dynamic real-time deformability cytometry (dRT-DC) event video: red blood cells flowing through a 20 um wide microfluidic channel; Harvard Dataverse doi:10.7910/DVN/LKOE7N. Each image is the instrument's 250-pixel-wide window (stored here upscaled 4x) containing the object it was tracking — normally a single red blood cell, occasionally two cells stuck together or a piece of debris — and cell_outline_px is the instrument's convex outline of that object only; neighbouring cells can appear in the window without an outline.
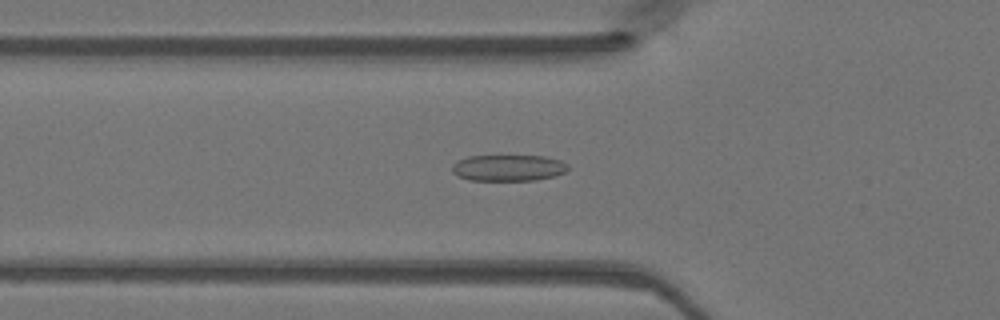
{"species": "Egyptian fruit bat (a non-hibernating species)", "species_latin": "Rousettus aegyptiacus", "temperature_condition": "warm", "stored_images_in_passage": 48, "camera_frame_rate_fps": 3000, "um_per_image_px": 0.085, "animal": {"sex": "female"}, "frame": {"image": 1, "passage_image": 16, "time_ms": 5.0, "image_size_px": [1000, 320], "cell_outline_px": [[568, 168], [564, 172], [552, 176], [536, 180], [468, 180], [452, 172], [452, 164], [456, 160], [468, 156], [544, 156], [560, 160], [568, 164]], "centroid_in_image_um": [43.17, 14.26], "position_along_channel_um": 82.6, "area_um2": 17.69}}
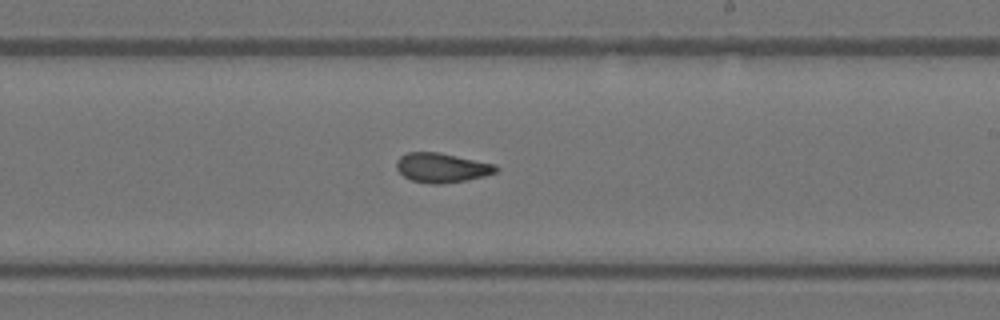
{"frame": {"image": 2, "passage_image": 28, "time_ms": 9.0, "image_size_px": [1000, 320], "cell_outline_px": [[496, 172], [484, 176], [468, 180], [440, 184], [428, 184], [412, 180], [404, 176], [396, 168], [396, 160], [400, 156], [408, 152], [436, 152], [496, 164]], "centroid_in_image_um": [37.52, 14.26], "position_along_channel_um": 251.5, "area_um2": 16.99}}
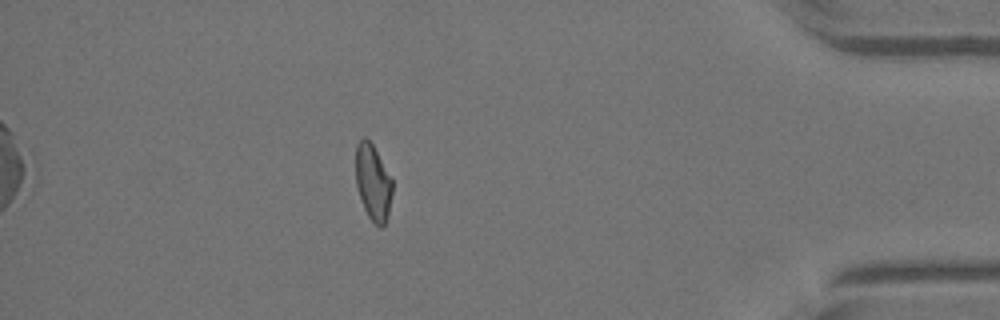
{"frame": {"image": 3, "passage_image": 42, "time_ms": 13.667, "image_size_px": [1000, 320], "cell_outline_px": [[392, 192], [388, 216], [384, 224], [380, 228], [368, 216], [364, 208], [356, 184], [356, 144], [364, 136], [372, 144], [392, 180]], "centroid_in_image_um": [31.7, 15.51], "position_along_channel_um": 403.5, "area_um2": 15.9}}